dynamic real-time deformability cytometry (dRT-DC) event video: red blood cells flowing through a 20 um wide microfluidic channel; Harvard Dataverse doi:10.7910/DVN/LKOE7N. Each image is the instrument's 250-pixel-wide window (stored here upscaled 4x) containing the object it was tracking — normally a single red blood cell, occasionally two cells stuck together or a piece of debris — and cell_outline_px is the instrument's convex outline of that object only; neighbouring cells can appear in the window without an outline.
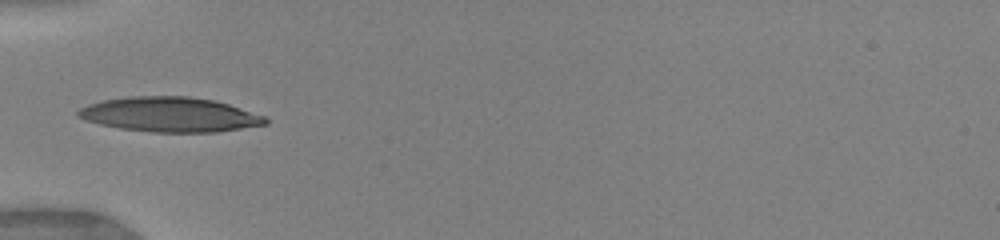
{"species": "human", "species_latin": "Homo sapiens", "temperature_condition": "warm", "stored_images_in_passage": 22, "camera_frame_rate_fps": 3000, "um_per_image_px": 0.085, "donor": {"sex": "female"}, "frame": {"image": 1, "passage_image": 1, "time_ms": 0.0, "image_size_px": [1000, 240], "cell_outline_px": [[268, 124], [216, 132], [152, 132], [120, 128], [100, 124], [84, 120], [76, 116], [76, 112], [80, 108], [88, 104], [104, 100], [128, 96], [188, 96], [216, 100], [268, 116]], "centroid_in_image_um": [14.47, 9.73], "position_along_channel_um": 70.5, "area_um2": 38.21}}
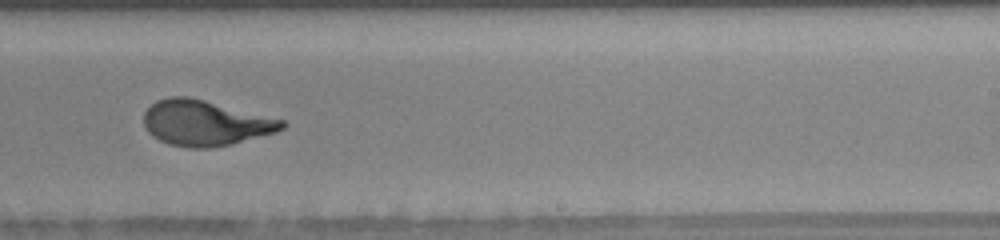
{"frame": {"image": 2, "passage_image": 20, "time_ms": 5.0, "image_size_px": [1000, 240], "cell_outline_px": [[288, 124], [284, 128], [276, 132], [232, 144], [212, 148], [188, 148], [168, 144], [152, 136], [148, 132], [144, 124], [144, 112], [156, 100], [168, 96], [188, 96], [284, 120]], "centroid_in_image_um": [17.43, 10.46], "position_along_channel_um": 271.6, "area_um2": 36.65}}